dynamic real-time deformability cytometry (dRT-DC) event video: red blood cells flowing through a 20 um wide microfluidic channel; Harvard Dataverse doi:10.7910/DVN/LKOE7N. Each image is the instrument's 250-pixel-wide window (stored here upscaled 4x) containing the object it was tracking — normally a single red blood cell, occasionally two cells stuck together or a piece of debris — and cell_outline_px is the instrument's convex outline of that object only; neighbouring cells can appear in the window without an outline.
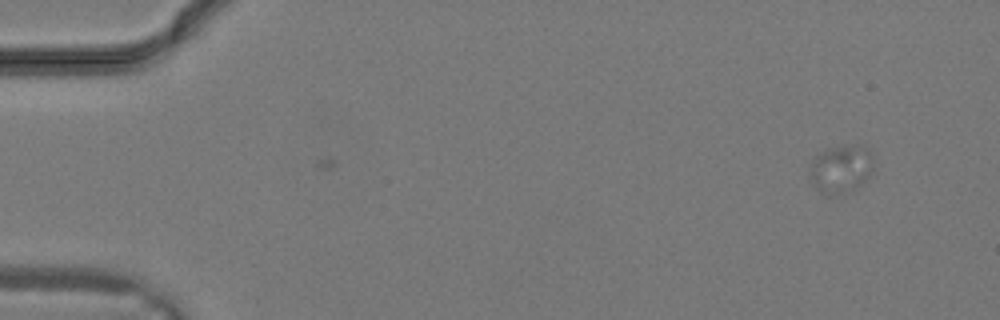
{"species": "common noctule bat (a hibernating species)", "species_latin": "Nyctalus noctula", "temperature_condition": "warm", "stored_images_in_passage": 8, "camera_frame_rate_fps": 3000, "um_per_image_px": 0.085, "animal": {"sex": "male", "body_mass_g": 19.2, "forearm_length_mm": 51.8}, "frame": {"image": 1, "passage_image": 1, "time_ms": 0.0, "image_size_px": [1000, 320], "cell_outline_px": [[872, 172], [860, 184], [844, 192], [832, 196], [824, 196], [812, 184], [812, 160], [824, 148], [844, 144], [864, 144], [872, 152]], "centroid_in_image_um": [71.49, 14.3], "position_along_channel_um": 13.5, "area_um2": 17.98}}